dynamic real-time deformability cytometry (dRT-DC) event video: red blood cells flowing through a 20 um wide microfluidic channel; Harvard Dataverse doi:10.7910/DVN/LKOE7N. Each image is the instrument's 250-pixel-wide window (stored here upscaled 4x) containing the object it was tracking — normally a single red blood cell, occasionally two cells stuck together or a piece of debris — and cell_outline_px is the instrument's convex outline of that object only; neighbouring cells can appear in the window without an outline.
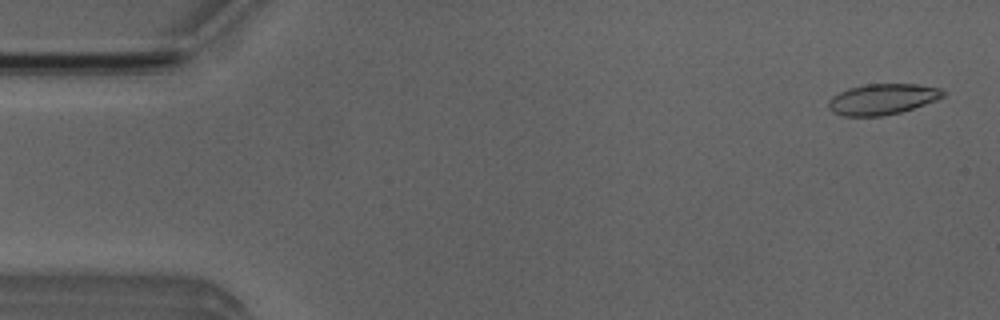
{"species": "Egyptian fruit bat (a non-hibernating species)", "species_latin": "Rousettus aegyptiacus", "temperature_condition": "room temperature", "stored_images_in_passage": 51, "camera_frame_rate_fps": 3000, "um_per_image_px": 0.085, "animal": {"sex": "male"}, "frame": {"image": 1, "passage_image": 2, "time_ms": 0.333, "image_size_px": [1000, 320], "cell_outline_px": [[948, 92], [944, 96], [936, 100], [900, 112], [880, 116], [844, 116], [832, 112], [828, 108], [828, 100], [832, 96], [848, 88], [868, 84], [916, 84], [940, 88]], "centroid_in_image_um": [75.0, 8.42], "position_along_channel_um": 10.0, "area_um2": 20.52}}
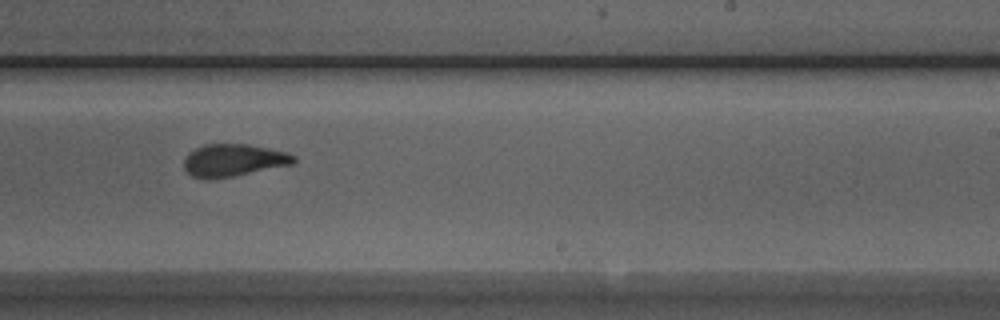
{"frame": {"image": 2, "passage_image": 31, "time_ms": 10.0, "image_size_px": [1000, 320], "cell_outline_px": [[296, 160], [292, 164], [212, 180], [204, 180], [192, 176], [184, 168], [184, 160], [188, 152], [204, 144], [248, 144], [268, 148], [284, 152], [296, 156]], "centroid_in_image_um": [19.79, 13.63], "position_along_channel_um": 269.2, "area_um2": 20.69}}
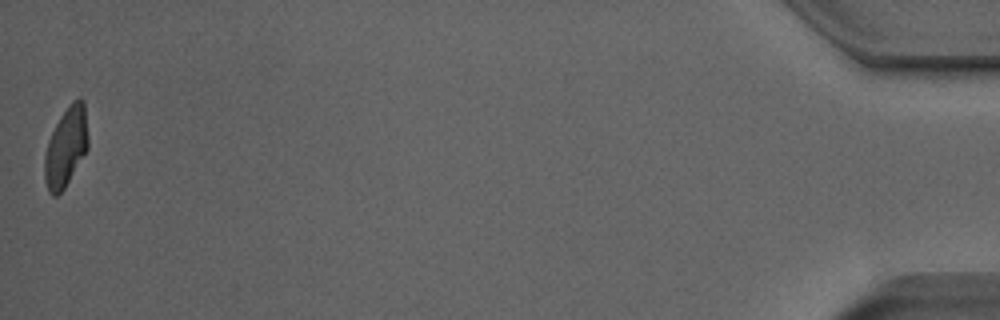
{"frame": {"image": 3, "passage_image": 51, "time_ms": 16.667, "image_size_px": [1000, 320], "cell_outline_px": [[88, 148], [64, 188], [56, 196], [52, 196], [48, 192], [44, 180], [44, 156], [48, 140], [60, 116], [72, 100], [80, 96], [84, 100], [88, 136]], "centroid_in_image_um": [5.6, 12.47], "position_along_channel_um": 429.6, "area_um2": 20.23}, "authors_computed_cell_mechanics": {"area_um2": 20.9814, "velocity_mm_per_s": 3.9636, "shape_relaxation_time_tau1_ms": 7.7925, "shape_relaxation_time_tau2_ms": 1.7879, "deformation_change_tau1": 0.218, "deformation_change_tau2": 0.0987}}